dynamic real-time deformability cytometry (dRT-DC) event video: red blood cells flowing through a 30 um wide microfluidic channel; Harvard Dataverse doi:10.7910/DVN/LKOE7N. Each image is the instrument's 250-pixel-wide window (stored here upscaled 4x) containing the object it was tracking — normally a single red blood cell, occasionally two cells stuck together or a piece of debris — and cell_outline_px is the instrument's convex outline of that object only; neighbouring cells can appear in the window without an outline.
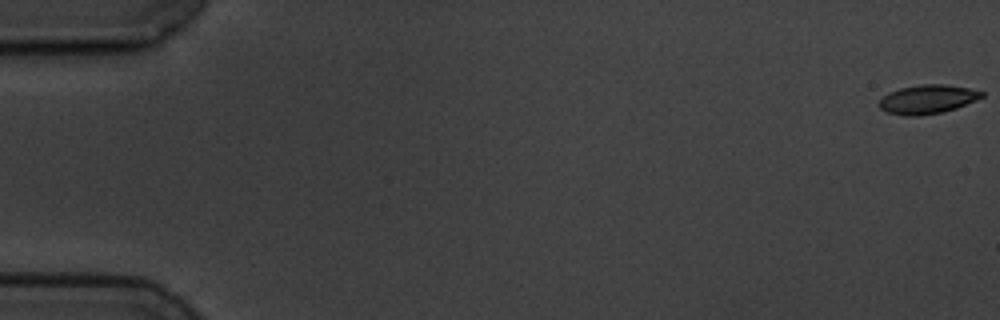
{"species": "common noctule bat (a hibernating species)", "species_latin": "Nyctalus noctula", "temperature_condition": "cold", "stored_images_in_passage": 5, "camera_frame_rate_fps": 3000, "um_per_image_px": 0.085, "animal": {"sex": "male", "body_mass_g": 19.5, "forearm_length_mm": 54.6}, "frame": {"image": 1, "passage_image": 1, "time_ms": 0.0, "image_size_px": [1000, 320], "cell_outline_px": [[984, 96], [976, 100], [956, 108], [940, 112], [920, 116], [904, 116], [888, 112], [880, 108], [880, 100], [888, 92], [900, 88], [920, 84], [944, 84], [968, 88], [984, 92]], "centroid_in_image_um": [78.84, 8.43], "position_along_channel_um": 6.2, "area_um2": 17.17}}
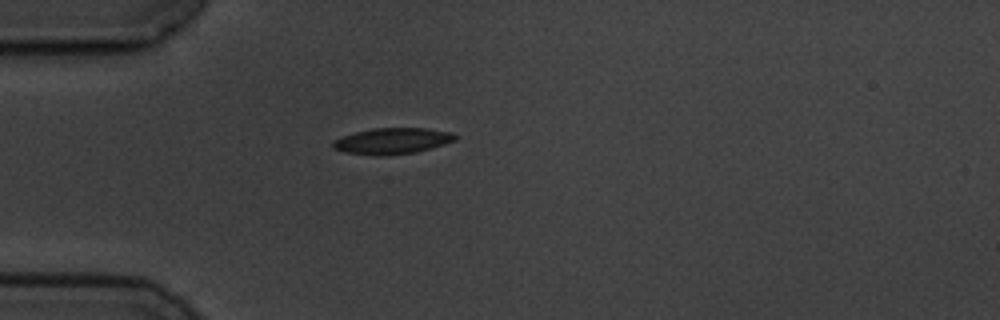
{"frame": {"image": 2, "passage_image": 5, "time_ms": 5.333, "image_size_px": [1000, 320], "cell_outline_px": [[456, 140], [432, 148], [416, 152], [384, 156], [376, 156], [344, 152], [332, 148], [332, 144], [336, 140], [344, 136], [356, 132], [372, 128], [428, 128], [448, 132], [456, 136]], "centroid_in_image_um": [33.34, 11.99], "position_along_channel_um": 51.7, "area_um2": 18.5}}